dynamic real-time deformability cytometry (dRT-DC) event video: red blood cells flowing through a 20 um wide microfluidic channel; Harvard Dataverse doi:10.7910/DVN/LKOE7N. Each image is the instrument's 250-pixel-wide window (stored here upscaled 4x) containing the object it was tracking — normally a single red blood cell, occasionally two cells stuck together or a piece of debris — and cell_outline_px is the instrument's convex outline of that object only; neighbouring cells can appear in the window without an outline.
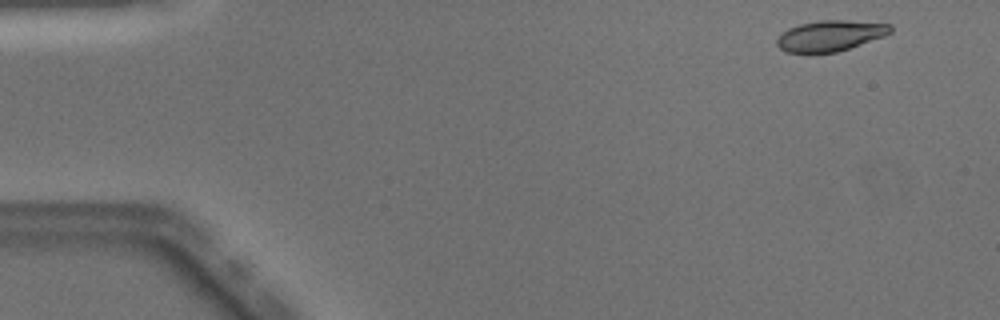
{"species": "Egyptian fruit bat (a non-hibernating species)", "species_latin": "Rousettus aegyptiacus", "temperature_condition": "warm", "stored_images_in_passage": 13, "camera_frame_rate_fps": 3000, "um_per_image_px": 0.085, "animal": {"sex": "male"}, "frame": {"image": 1, "passage_image": 1, "time_ms": 0.0, "image_size_px": [1000, 320], "cell_outline_px": [[892, 32], [884, 36], [836, 52], [788, 52], [780, 48], [776, 44], [776, 40], [788, 28], [800, 24], [820, 20], [848, 20], [892, 24]], "centroid_in_image_um": [70.6, 3.02], "position_along_channel_um": 14.4, "area_um2": 20.06}}
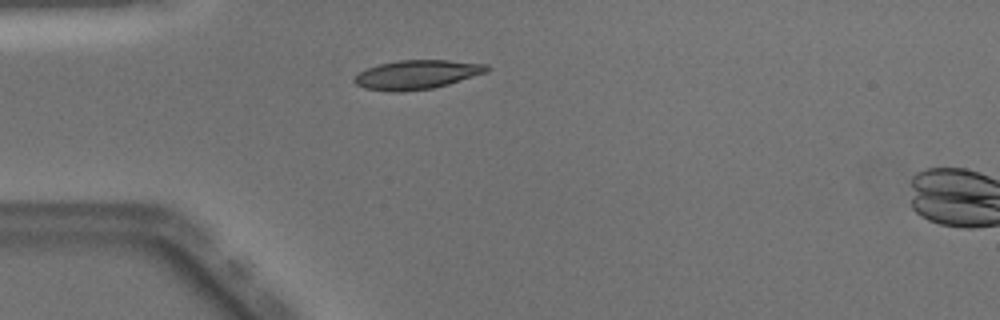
{"frame": {"image": 2, "passage_image": 11, "time_ms": 3.333, "image_size_px": [1000, 320], "cell_outline_px": [[488, 72], [448, 84], [432, 88], [400, 92], [392, 92], [364, 88], [356, 84], [352, 80], [360, 72], [368, 68], [380, 64], [400, 60], [448, 60], [488, 64]], "centroid_in_image_um": [35.44, 6.34], "position_along_channel_um": 49.6, "area_um2": 22.31}}